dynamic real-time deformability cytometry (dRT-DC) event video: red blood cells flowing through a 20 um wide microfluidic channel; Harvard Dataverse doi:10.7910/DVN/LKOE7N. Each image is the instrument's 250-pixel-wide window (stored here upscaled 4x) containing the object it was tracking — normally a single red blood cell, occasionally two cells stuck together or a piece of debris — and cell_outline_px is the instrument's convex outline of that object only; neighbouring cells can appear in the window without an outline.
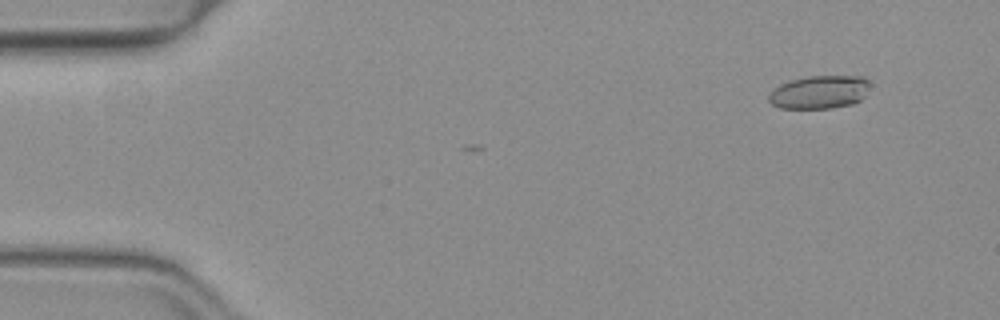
{"species": "common noctule bat (a hibernating species)", "species_latin": "Nyctalus noctula", "temperature_condition": "warm", "stored_images_in_passage": 4, "camera_frame_rate_fps": 3000, "um_per_image_px": 0.085, "animal": {"sex": "female", "body_mass_g": 19.3, "forearm_length_mm": 54.1}, "frame": {"image": 1, "passage_image": 2, "time_ms": 0.333, "image_size_px": [1000, 320], "cell_outline_px": [[868, 84], [864, 96], [860, 100], [852, 104], [832, 108], [780, 108], [772, 104], [768, 100], [768, 92], [780, 84], [792, 80], [808, 76], [860, 76], [868, 80]], "centroid_in_image_um": [69.6, 7.83], "position_along_channel_um": 15.4, "area_um2": 19.48}}